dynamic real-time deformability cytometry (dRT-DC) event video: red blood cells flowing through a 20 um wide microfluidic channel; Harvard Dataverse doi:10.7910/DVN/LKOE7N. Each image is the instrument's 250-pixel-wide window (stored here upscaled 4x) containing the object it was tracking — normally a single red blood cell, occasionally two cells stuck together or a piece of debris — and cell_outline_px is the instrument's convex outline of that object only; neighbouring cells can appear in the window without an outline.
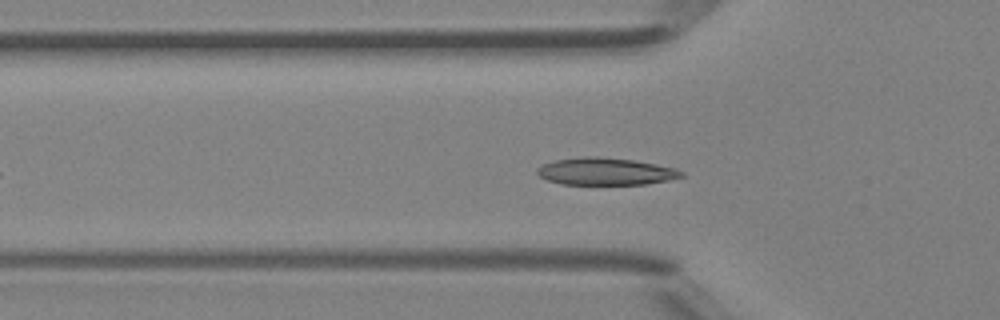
{"species": "Egyptian fruit bat (a non-hibernating species)", "species_latin": "Rousettus aegyptiacus", "temperature_condition": "room temperature", "stored_images_in_passage": 34, "camera_frame_rate_fps": 3000, "um_per_image_px": 0.085, "animal": {"sex": "female"}, "frame": {"image": 1, "passage_image": 9, "time_ms": 2.667, "image_size_px": [1000, 320], "cell_outline_px": [[684, 176], [668, 180], [648, 184], [564, 184], [548, 180], [540, 176], [536, 172], [536, 168], [544, 164], [556, 160], [580, 156], [596, 156], [632, 160], [656, 164], [676, 168], [684, 172]], "centroid_in_image_um": [51.49, 14.57], "position_along_channel_um": 74.3, "area_um2": 22.83}}
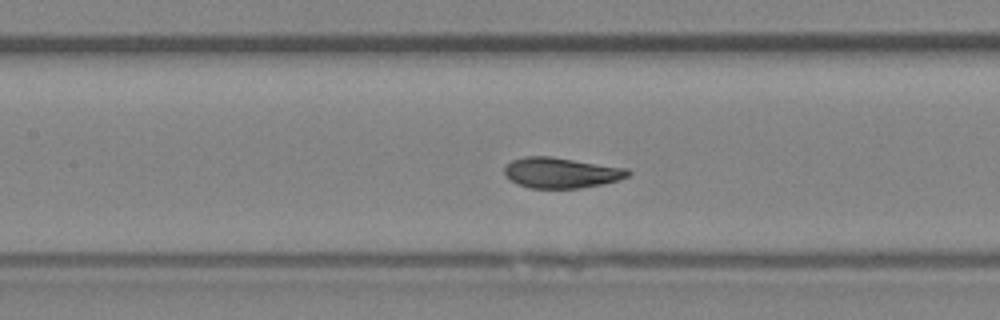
{"frame": {"image": 2, "passage_image": 15, "time_ms": 4.667, "image_size_px": [1000, 320], "cell_outline_px": [[632, 172], [628, 176], [620, 180], [604, 184], [580, 188], [528, 188], [516, 184], [504, 176], [504, 168], [512, 160], [524, 156], [552, 156], [628, 168]], "centroid_in_image_um": [47.7, 14.68], "position_along_channel_um": 159.7, "area_um2": 22.37}}
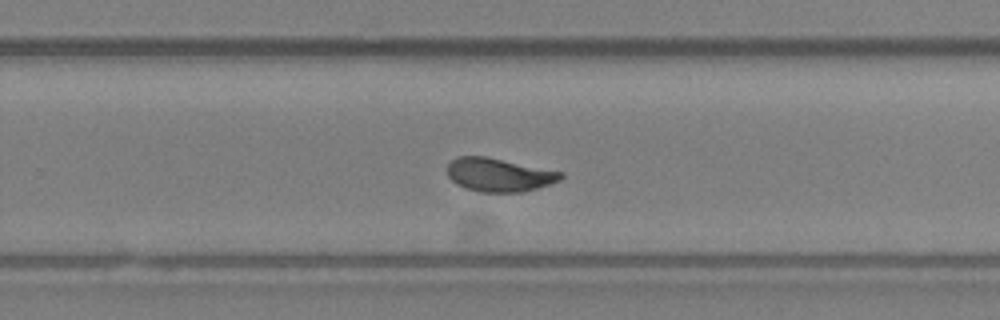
{"frame": {"image": 3, "passage_image": 24, "time_ms": 7.667, "image_size_px": [1000, 320], "cell_outline_px": [[564, 176], [560, 180], [524, 192], [480, 192], [456, 184], [448, 176], [448, 164], [456, 156], [484, 156], [564, 172]], "centroid_in_image_um": [42.42, 14.86], "position_along_channel_um": 287.4, "area_um2": 21.96}, "authors_computed_cell_mechanics": {"area_um2": 22.1374, "velocity_mm_per_s": 4.2715, "shape_relaxation_time_tau1_ms": 2.4146, "shape_relaxation_time_tau2_ms": 0.8173, "deformation_change_tau1": 0.1292, "deformation_change_tau2": 0.035}}